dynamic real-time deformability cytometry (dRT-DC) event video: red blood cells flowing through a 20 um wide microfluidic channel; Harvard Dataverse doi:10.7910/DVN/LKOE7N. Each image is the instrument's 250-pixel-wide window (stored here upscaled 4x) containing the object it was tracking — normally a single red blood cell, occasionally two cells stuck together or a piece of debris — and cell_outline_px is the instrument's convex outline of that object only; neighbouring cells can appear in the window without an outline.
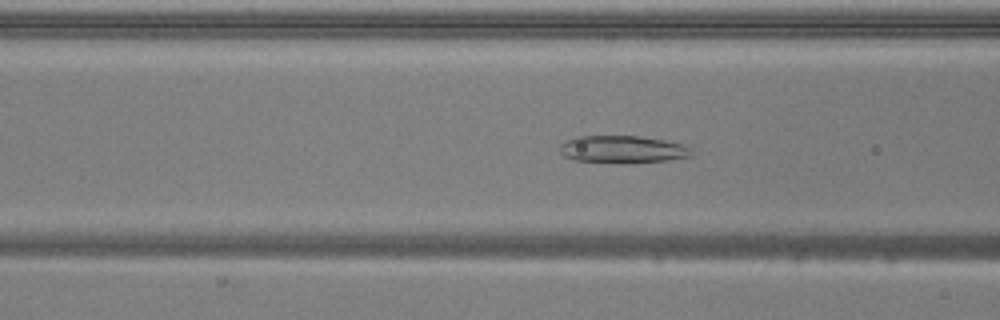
{"species": "common noctule bat (a hibernating species)", "species_latin": "Nyctalus noctula", "temperature_condition": "warm", "stored_images_in_passage": 34, "camera_frame_rate_fps": 3000, "um_per_image_px": 0.085, "animal": {"sex": "male", "body_mass_g": 20.5, "forearm_length_mm": 52.5}, "frame": {"image": 1, "passage_image": 20, "time_ms": 6.333, "image_size_px": [1000, 320], "cell_outline_px": [[692, 156], [668, 160], [624, 164], [576, 160], [564, 156], [560, 152], [560, 144], [576, 136], [636, 136], [664, 140], [684, 144], [692, 152]], "centroid_in_image_um": [52.92, 12.7], "position_along_channel_um": 113.7, "area_um2": 21.1}}
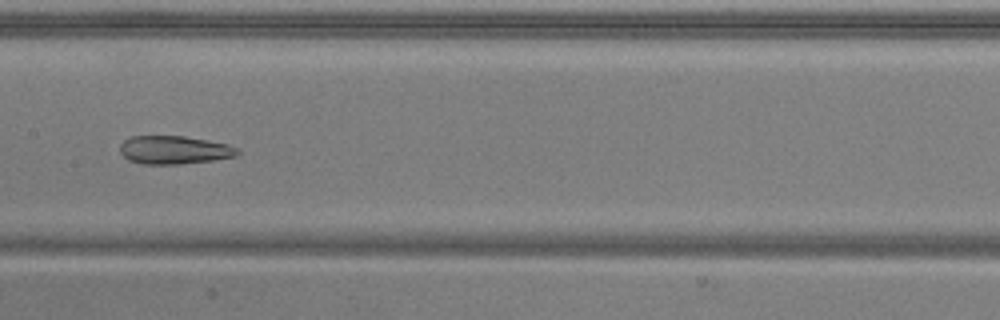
{"frame": {"image": 2, "passage_image": 26, "time_ms": 8.333, "image_size_px": [1000, 320], "cell_outline_px": [[240, 152], [236, 156], [212, 160], [180, 164], [144, 164], [128, 160], [120, 152], [120, 144], [124, 140], [132, 136], [184, 136], [208, 140], [228, 144], [240, 148]], "centroid_in_image_um": [14.82, 12.74], "position_along_channel_um": 192.6, "area_um2": 19.42}}
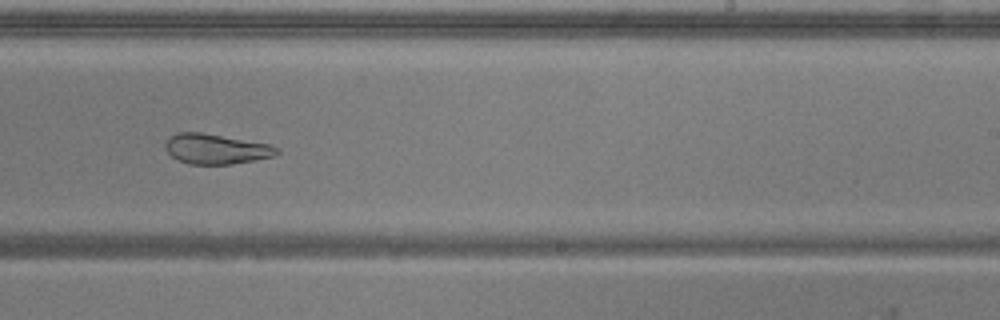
{"frame": {"image": 3, "passage_image": 32, "time_ms": 10.333, "image_size_px": [1000, 320], "cell_outline_px": [[280, 152], [272, 156], [232, 164], [188, 164], [176, 160], [168, 152], [164, 144], [168, 136], [176, 132], [200, 132], [272, 144], [280, 148]], "centroid_in_image_um": [18.34, 12.65], "position_along_channel_um": 270.7, "area_um2": 19.71}}